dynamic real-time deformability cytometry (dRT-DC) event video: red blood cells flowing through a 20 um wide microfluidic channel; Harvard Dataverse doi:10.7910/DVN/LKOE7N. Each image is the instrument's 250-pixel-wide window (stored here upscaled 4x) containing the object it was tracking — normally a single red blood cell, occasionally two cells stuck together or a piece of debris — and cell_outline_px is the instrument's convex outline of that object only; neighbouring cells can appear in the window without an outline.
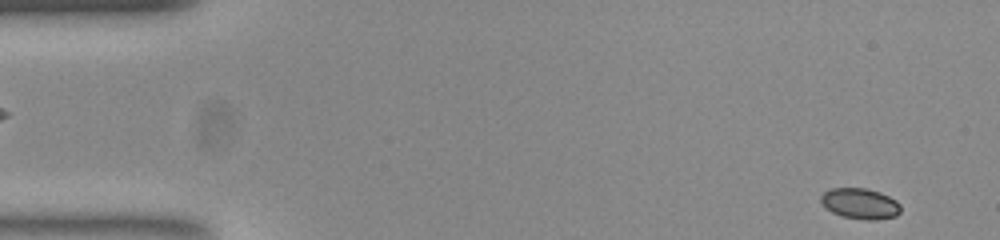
{"species": "common noctule bat (a hibernating species)", "species_latin": "Nyctalus noctula", "temperature_condition": "room temperature", "stored_images_in_passage": 52, "camera_frame_rate_fps": 3000, "um_per_image_px": 0.085, "animal": {"sex": "female", "body_mass_g": 23.0, "forearm_length_mm": 53.4}, "frame": {"image": 1, "passage_image": 1, "time_ms": 0.0, "image_size_px": [1000, 240], "cell_outline_px": [[900, 212], [896, 216], [876, 220], [868, 220], [844, 216], [832, 212], [820, 200], [820, 196], [824, 192], [832, 188], [868, 188], [880, 192], [896, 200], [900, 204]], "centroid_in_image_um": [73.14, 17.29], "position_along_channel_um": 11.9, "area_um2": 14.16}}
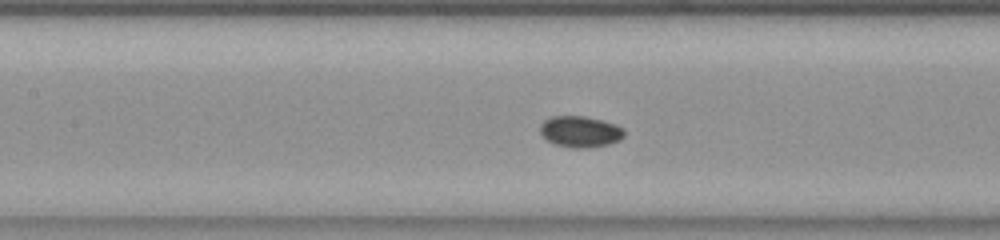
{"frame": {"image": 2, "passage_image": 22, "time_ms": 7.0, "image_size_px": [1000, 240], "cell_outline_px": [[624, 136], [620, 140], [608, 144], [588, 148], [572, 148], [556, 144], [548, 140], [540, 132], [540, 124], [544, 120], [552, 116], [584, 116], [616, 124], [624, 128]], "centroid_in_image_um": [49.33, 11.19], "position_along_channel_um": 158.1, "area_um2": 15.26}}
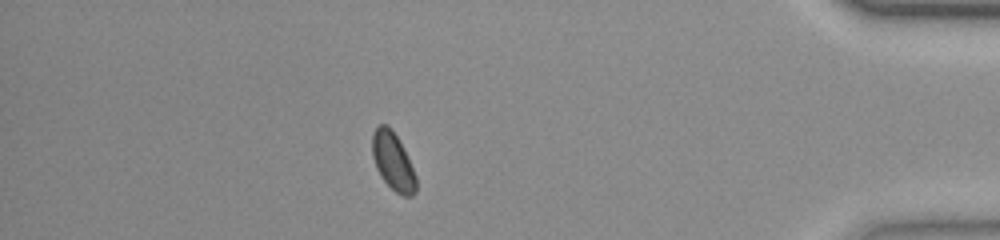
{"frame": {"image": 3, "passage_image": 45, "time_ms": 14.667, "image_size_px": [1000, 240], "cell_outline_px": [[416, 192], [412, 196], [404, 196], [396, 192], [384, 180], [376, 168], [372, 156], [372, 132], [380, 124], [388, 124], [392, 128], [404, 148], [416, 176]], "centroid_in_image_um": [33.4, 13.68], "position_along_channel_um": 401.8, "area_um2": 14.8}, "authors_computed_cell_mechanics": {"area_um2": 14.6234, "velocity_mm_per_s": 3.7777, "shape_relaxation_time_tau1_ms": 7.6791, "shape_relaxation_time_tau2_ms": null, "deformation_change_tau1": 0.1017, "deformation_change_tau2": null}}